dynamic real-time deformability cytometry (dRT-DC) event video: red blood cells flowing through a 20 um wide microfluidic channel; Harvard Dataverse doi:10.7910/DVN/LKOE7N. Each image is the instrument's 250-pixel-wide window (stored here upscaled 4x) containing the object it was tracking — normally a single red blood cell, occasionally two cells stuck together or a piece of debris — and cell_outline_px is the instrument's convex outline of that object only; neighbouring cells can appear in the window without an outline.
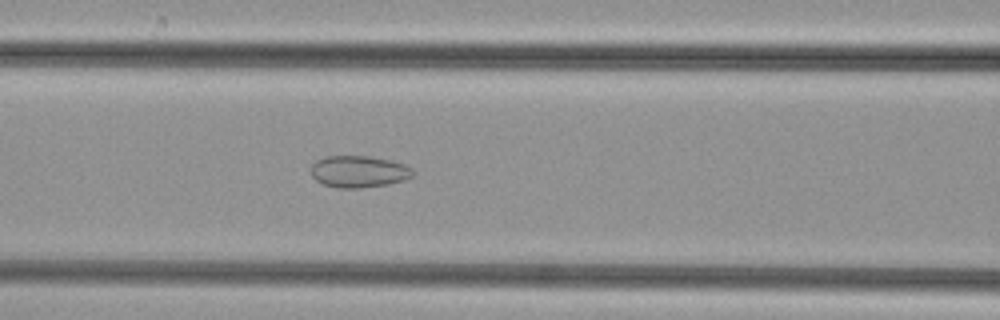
{"species": "common noctule bat (a hibernating species)", "species_latin": "Nyctalus noctula", "temperature_condition": "cold", "stored_images_in_passage": 50, "camera_frame_rate_fps": 3000, "um_per_image_px": 0.085, "animal": {"sex": "female", "body_mass_g": 29.2, "forearm_length_mm": 56.3}, "frame": {"image": 1, "passage_image": 21, "time_ms": 6.667, "image_size_px": [1000, 320], "cell_outline_px": [[416, 172], [412, 176], [404, 180], [388, 184], [360, 188], [336, 188], [324, 184], [316, 180], [312, 176], [312, 164], [316, 160], [324, 156], [368, 156], [392, 160], [404, 164], [412, 168]], "centroid_in_image_um": [30.51, 14.58], "position_along_channel_um": 136.1, "area_um2": 19.02}}
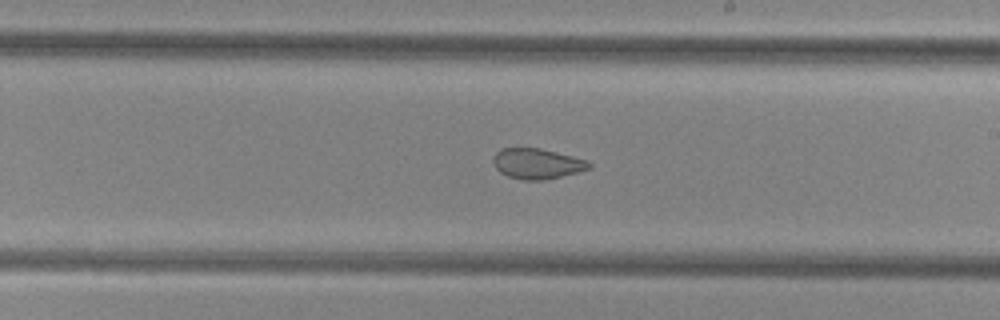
{"frame": {"image": 2, "passage_image": 29, "time_ms": 9.333, "image_size_px": [1000, 320], "cell_outline_px": [[592, 168], [580, 172], [544, 180], [524, 180], [508, 176], [500, 172], [496, 168], [492, 160], [492, 156], [500, 148], [540, 148], [572, 156], [584, 160], [592, 164]], "centroid_in_image_um": [45.64, 13.91], "position_along_channel_um": 243.4, "area_um2": 17.05}}
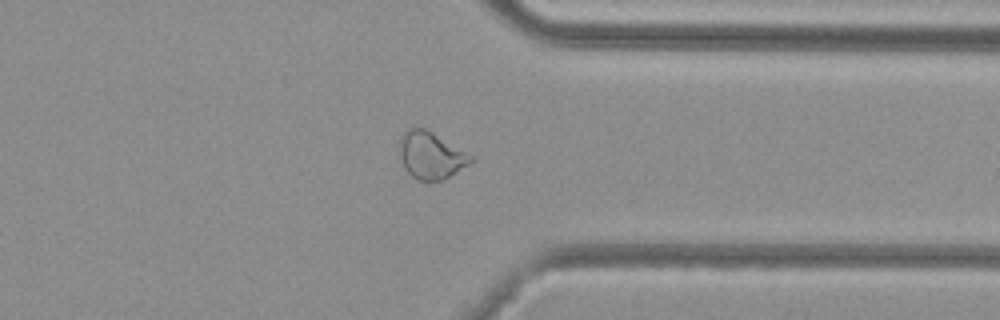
{"frame": {"image": 3, "passage_image": 39, "time_ms": 12.667, "image_size_px": [1000, 320], "cell_outline_px": [[476, 160], [444, 180], [416, 180], [404, 168], [400, 156], [400, 136], [408, 128], [424, 128], [432, 132], [472, 156]], "centroid_in_image_um": [36.62, 13.22], "position_along_channel_um": 374.8, "area_um2": 19.36}}